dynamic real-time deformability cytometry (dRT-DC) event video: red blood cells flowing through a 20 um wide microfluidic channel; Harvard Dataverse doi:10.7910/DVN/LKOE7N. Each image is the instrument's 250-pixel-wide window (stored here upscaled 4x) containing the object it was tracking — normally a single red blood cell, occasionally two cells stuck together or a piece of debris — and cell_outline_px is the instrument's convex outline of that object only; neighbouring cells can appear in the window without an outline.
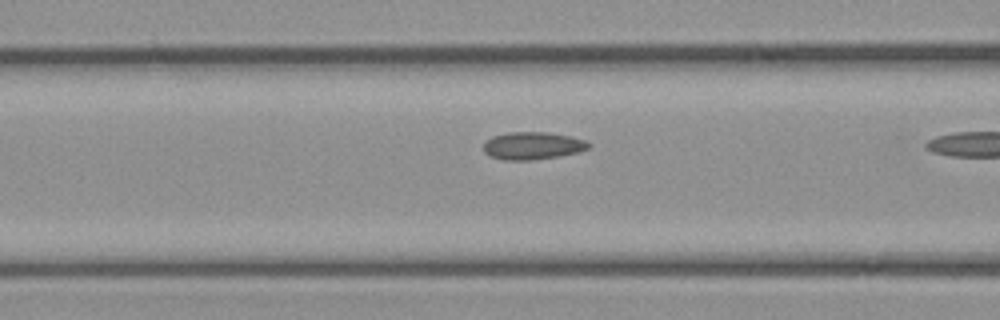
{"species": "common noctule bat (a hibernating species)", "species_latin": "Nyctalus noctula", "temperature_condition": "cold", "stored_images_in_passage": 5, "camera_frame_rate_fps": 3000, "um_per_image_px": 0.085, "animal": {"sex": "female", "body_mass_g": 21.9}, "frame": {"image": 1, "passage_image": 4, "time_ms": 1.0, "image_size_px": [1000, 320], "cell_outline_px": [[592, 144], [588, 148], [580, 152], [560, 156], [532, 160], [504, 160], [492, 156], [484, 152], [484, 144], [492, 136], [508, 132], [548, 132], [572, 136], [584, 140]], "centroid_in_image_um": [45.31, 12.38], "position_along_channel_um": 121.3, "area_um2": 16.94}}